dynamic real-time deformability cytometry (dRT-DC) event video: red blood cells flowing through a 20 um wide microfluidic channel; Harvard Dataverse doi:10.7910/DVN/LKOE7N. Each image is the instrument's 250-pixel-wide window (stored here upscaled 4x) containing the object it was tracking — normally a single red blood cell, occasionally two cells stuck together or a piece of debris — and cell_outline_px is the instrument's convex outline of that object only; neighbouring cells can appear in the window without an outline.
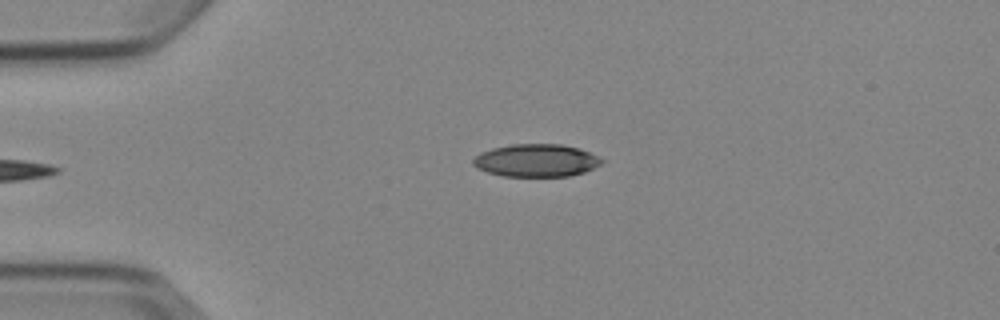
{"species": "Egyptian fruit bat (a non-hibernating species)", "species_latin": "Rousettus aegyptiacus", "temperature_condition": "cold", "stored_images_in_passage": 2, "camera_frame_rate_fps": 3000, "um_per_image_px": 0.085, "animal": {"sex": "female"}, "frame": {"image": 1, "passage_image": 1, "time_ms": 0.0, "image_size_px": [1000, 320], "cell_outline_px": [[604, 160], [600, 164], [584, 172], [568, 176], [504, 176], [488, 172], [476, 168], [472, 164], [472, 160], [480, 152], [492, 148], [512, 144], [560, 144], [580, 148]], "centroid_in_image_um": [45.54, 13.63], "position_along_channel_um": 39.5, "area_um2": 24.39}}